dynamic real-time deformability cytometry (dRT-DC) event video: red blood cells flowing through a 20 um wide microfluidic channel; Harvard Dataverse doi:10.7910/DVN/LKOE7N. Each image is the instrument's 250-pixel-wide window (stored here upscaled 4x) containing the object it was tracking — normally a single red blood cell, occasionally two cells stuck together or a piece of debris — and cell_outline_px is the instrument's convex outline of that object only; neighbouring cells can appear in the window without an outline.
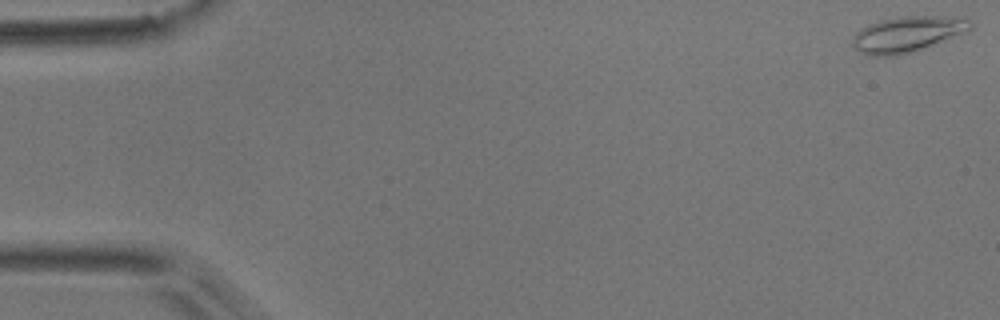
{"species": "common noctule bat (a hibernating species)", "species_latin": "Nyctalus noctula", "temperature_condition": "room temperature", "stored_images_in_passage": 54, "camera_frame_rate_fps": 3000, "um_per_image_px": 0.085, "animal": {"sex": "male", "body_mass_g": 17.9}, "frame": {"image": 1, "passage_image": 1, "time_ms": 0.0, "image_size_px": [1000, 320], "cell_outline_px": [[972, 28], [968, 32], [916, 52], [892, 56], [868, 56], [860, 52], [852, 44], [852, 40], [856, 32], [868, 24], [884, 20], [904, 16], [944, 16], [972, 20]], "centroid_in_image_um": [77.17, 2.93], "position_along_channel_um": 7.8, "area_um2": 24.74}}
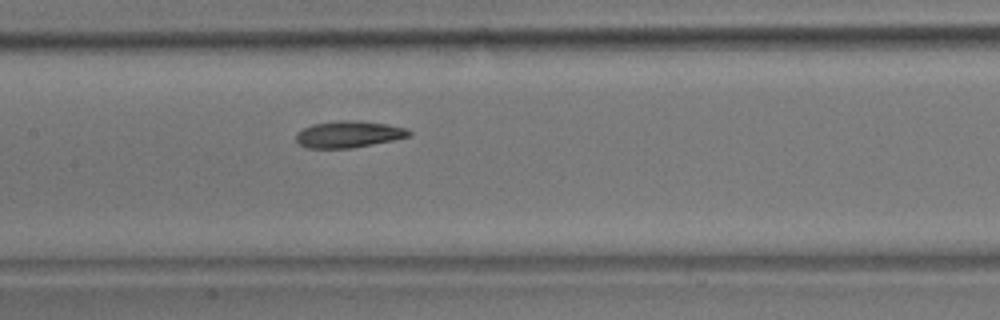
{"frame": {"image": 2, "passage_image": 26, "time_ms": 8.333, "image_size_px": [1000, 320], "cell_outline_px": [[412, 136], [352, 148], [308, 148], [300, 144], [296, 140], [296, 132], [312, 124], [340, 120], [360, 120], [388, 124], [408, 128], [412, 132]], "centroid_in_image_um": [29.67, 11.4], "position_along_channel_um": 177.7, "area_um2": 17.69}}
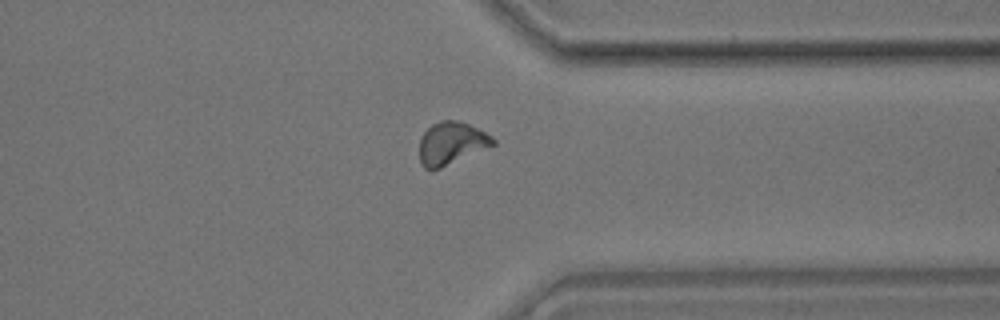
{"frame": {"image": 3, "passage_image": 42, "time_ms": 13.667, "image_size_px": [1000, 320], "cell_outline_px": [[496, 144], [440, 168], [424, 168], [420, 164], [420, 140], [424, 132], [432, 124], [440, 120], [460, 120], [492, 136], [496, 140]], "centroid_in_image_um": [38.36, 12.16], "position_along_channel_um": 373.0, "area_um2": 18.03}, "authors_computed_cell_mechanics": {"area_um2": 17.8313, "velocity_mm_per_s": 3.7181, "shape_relaxation_time_tau1_ms": 5.7649, "shape_relaxation_time_tau2_ms": 3.1164, "deformation_change_tau1": 0.1479, "deformation_change_tau2": 0.0904}}